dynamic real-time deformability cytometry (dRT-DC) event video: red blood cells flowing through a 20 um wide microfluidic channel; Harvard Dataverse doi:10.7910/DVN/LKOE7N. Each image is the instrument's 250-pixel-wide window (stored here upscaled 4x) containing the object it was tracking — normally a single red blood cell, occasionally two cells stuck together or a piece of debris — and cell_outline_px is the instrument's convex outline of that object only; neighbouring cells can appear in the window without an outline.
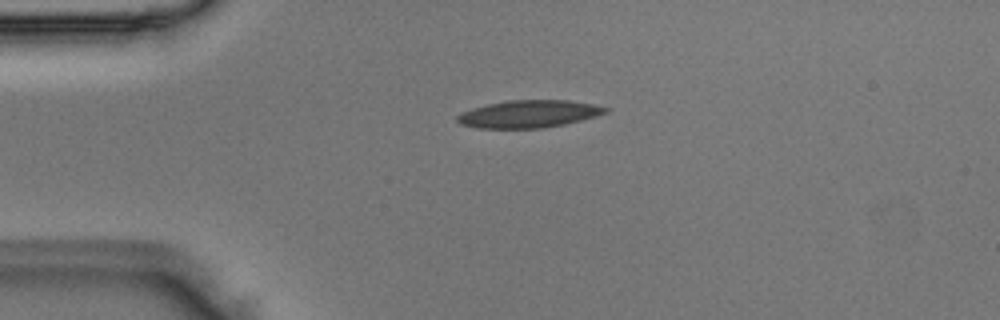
{"species": "Egyptian fruit bat (a non-hibernating species)", "species_latin": "Rousettus aegyptiacus", "temperature_condition": "room temperature", "stored_images_in_passage": 4, "camera_frame_rate_fps": 3000, "um_per_image_px": 0.085, "animal": {"sex": "male"}, "frame": {"image": 1, "passage_image": 3, "time_ms": 0.667, "image_size_px": [1000, 320], "cell_outline_px": [[612, 108], [608, 112], [596, 116], [564, 124], [544, 128], [476, 128], [460, 124], [456, 120], [456, 116], [472, 108], [488, 104], [508, 100], [568, 100], [592, 104]], "centroid_in_image_um": [44.96, 9.68], "position_along_channel_um": 40.0, "area_um2": 23.7}}